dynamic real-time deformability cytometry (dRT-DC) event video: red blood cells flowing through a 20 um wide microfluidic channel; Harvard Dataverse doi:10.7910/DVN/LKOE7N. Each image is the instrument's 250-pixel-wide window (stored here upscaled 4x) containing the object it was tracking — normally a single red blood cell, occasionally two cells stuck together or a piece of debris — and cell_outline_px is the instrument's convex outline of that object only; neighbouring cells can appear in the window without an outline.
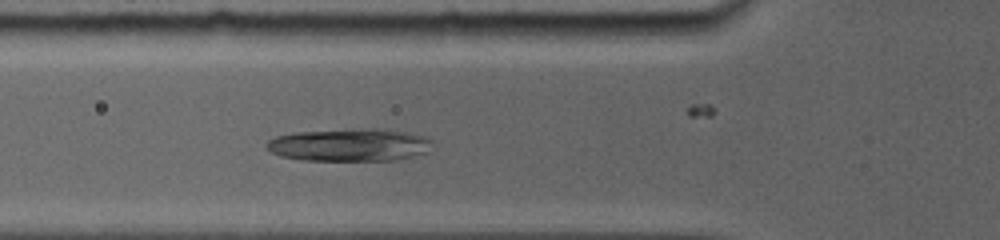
{"species": "common noctule bat (a hibernating species)", "species_latin": "Nyctalus noctula", "temperature_condition": "room temperature", "stored_images_in_passage": 5, "camera_frame_rate_fps": 5000, "um_per_image_px": 0.085, "animal": {"sex": "female", "body_mass_g": 19.0, "forearm_length_mm": 56.7}, "frame": {"image": 1, "passage_image": 3, "time_ms": 0.6, "image_size_px": [1000, 240], "cell_outline_px": [[432, 140], [428, 152], [396, 160], [300, 160], [280, 156], [272, 152], [264, 144], [268, 140], [276, 136], [292, 132], [368, 128], [376, 128], [408, 132], [428, 136]], "centroid_in_image_um": [29.71, 12.31], "position_along_channel_um": 96.1, "area_um2": 31.79}}